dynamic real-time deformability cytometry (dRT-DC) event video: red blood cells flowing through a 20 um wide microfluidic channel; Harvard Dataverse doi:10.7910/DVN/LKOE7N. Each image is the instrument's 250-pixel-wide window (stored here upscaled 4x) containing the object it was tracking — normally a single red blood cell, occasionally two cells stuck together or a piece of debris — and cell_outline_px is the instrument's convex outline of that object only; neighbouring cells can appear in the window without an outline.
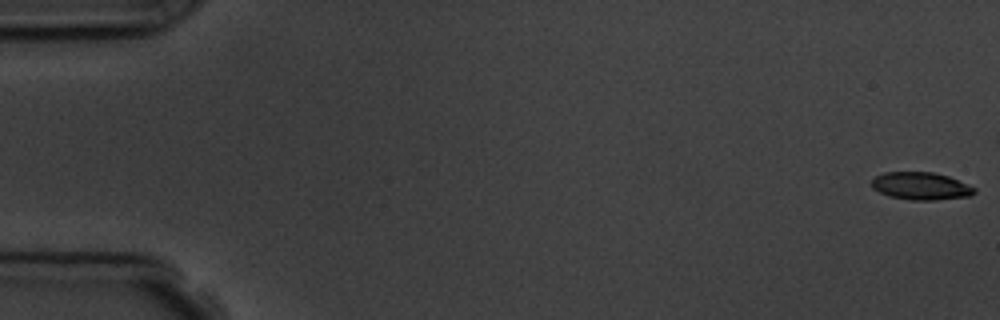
{"species": "common noctule bat (a hibernating species)", "species_latin": "Nyctalus noctula", "temperature_condition": "room temperature", "stored_images_in_passage": 3, "camera_frame_rate_fps": 3000, "um_per_image_px": 0.085, "animal": {"sex": "male", "body_mass_g": 19.5, "forearm_length_mm": 54.6}, "frame": {"image": 1, "passage_image": 1, "time_ms": 0.0, "image_size_px": [1000, 320], "cell_outline_px": [[976, 192], [972, 196], [936, 200], [912, 200], [888, 196], [872, 188], [872, 180], [876, 176], [884, 172], [932, 172], [948, 176], [968, 184], [976, 188]], "centroid_in_image_um": [78.3, 15.82], "position_along_channel_um": 6.7, "area_um2": 16.59}}